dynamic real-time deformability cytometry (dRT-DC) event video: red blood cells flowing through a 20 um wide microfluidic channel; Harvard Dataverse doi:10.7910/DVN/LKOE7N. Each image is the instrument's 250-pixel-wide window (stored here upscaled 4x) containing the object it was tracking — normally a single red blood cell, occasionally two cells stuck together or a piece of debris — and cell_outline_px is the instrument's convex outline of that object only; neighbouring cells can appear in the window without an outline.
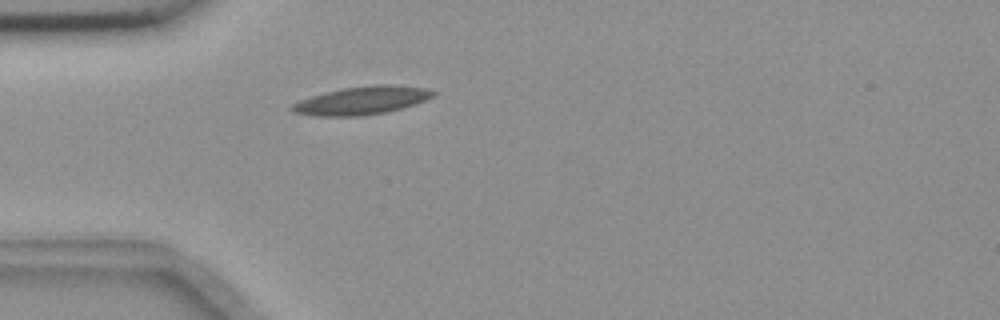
{"species": "common noctule bat (a hibernating species)", "species_latin": "Nyctalus noctula", "temperature_condition": "room temperature", "stored_images_in_passage": 3, "camera_frame_rate_fps": 3000, "um_per_image_px": 0.085, "animal": {"sex": "female", "body_mass_g": 18.4}, "frame": {"image": 1, "passage_image": 3, "time_ms": 0.667, "image_size_px": [1000, 320], "cell_outline_px": [[436, 92], [432, 96], [416, 104], [388, 112], [360, 116], [316, 116], [292, 112], [288, 108], [292, 104], [300, 100], [324, 92], [344, 88], [376, 84], [392, 84], [428, 88]], "centroid_in_image_um": [30.75, 8.54], "position_along_channel_um": 54.2, "area_um2": 23.24}}